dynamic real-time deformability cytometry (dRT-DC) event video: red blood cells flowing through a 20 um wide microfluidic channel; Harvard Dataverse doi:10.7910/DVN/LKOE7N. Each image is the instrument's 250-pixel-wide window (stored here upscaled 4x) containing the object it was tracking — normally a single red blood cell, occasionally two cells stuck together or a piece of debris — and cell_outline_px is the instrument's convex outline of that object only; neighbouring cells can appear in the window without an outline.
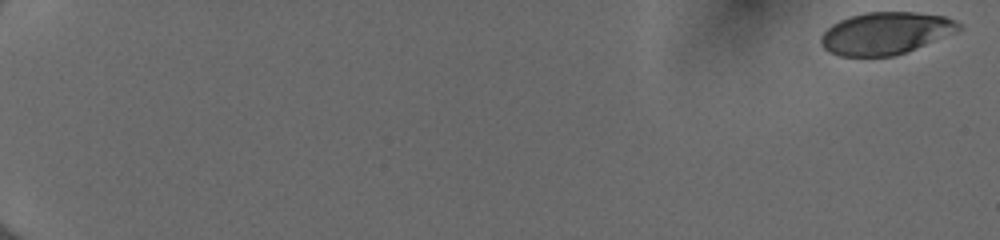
{"species": "human", "species_latin": "Homo sapiens", "temperature_condition": "cold", "stored_images_in_passage": 54, "camera_frame_rate_fps": 3000, "um_per_image_px": 0.085, "donor": {"sex": "female"}, "frame": {"image": 1, "passage_image": 1, "time_ms": 0.0, "image_size_px": [1000, 240], "cell_outline_px": [[964, 28], [956, 32], [904, 52], [892, 56], [840, 56], [828, 52], [824, 48], [820, 40], [820, 36], [832, 24], [840, 20], [852, 16], [868, 12], [916, 12], [944, 16], [956, 20], [964, 24]], "centroid_in_image_um": [75.3, 2.81], "position_along_channel_um": 9.7, "area_um2": 33.76}}
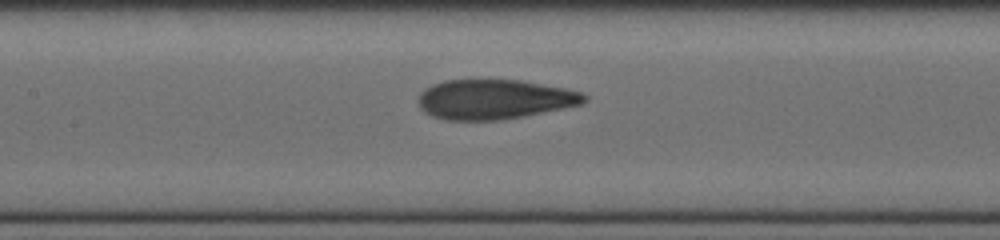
{"frame": {"image": 2, "passage_image": 29, "time_ms": 9.333, "image_size_px": [1000, 240], "cell_outline_px": [[588, 100], [580, 104], [564, 108], [504, 120], [444, 120], [432, 116], [424, 112], [420, 108], [416, 100], [420, 92], [424, 88], [432, 84], [444, 80], [480, 76], [520, 80], [564, 88], [580, 92], [588, 96]], "centroid_in_image_um": [41.94, 8.4], "position_along_channel_um": 165.5, "area_um2": 39.77}}
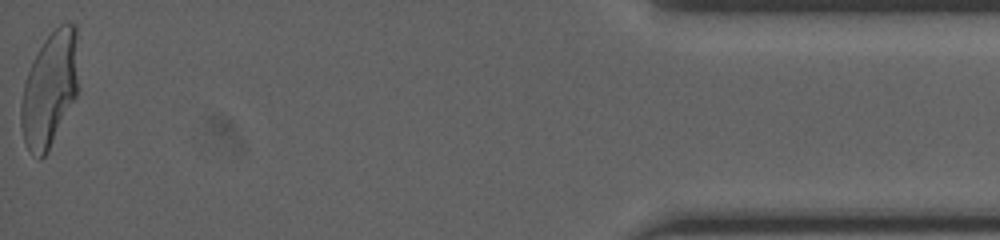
{"frame": {"image": 3, "passage_image": 54, "time_ms": 17.667, "image_size_px": [1000, 240], "cell_outline_px": [[80, 88], [48, 152], [40, 160], [28, 148], [24, 140], [20, 124], [20, 104], [24, 84], [28, 72], [44, 40], [60, 24], [76, 24]], "centroid_in_image_um": [4.25, 7.59], "position_along_channel_um": 430.9, "area_um2": 38.55}, "authors_computed_cell_mechanics": {"area_um2": 37.859, "velocity_mm_per_s": 4.0403, "shape_relaxation_time_tau1_ms": 4.003, "shape_relaxation_time_tau2_ms": 0.8557, "deformation_change_tau1": 0.1802, "deformation_change_tau2": 0.0671}}